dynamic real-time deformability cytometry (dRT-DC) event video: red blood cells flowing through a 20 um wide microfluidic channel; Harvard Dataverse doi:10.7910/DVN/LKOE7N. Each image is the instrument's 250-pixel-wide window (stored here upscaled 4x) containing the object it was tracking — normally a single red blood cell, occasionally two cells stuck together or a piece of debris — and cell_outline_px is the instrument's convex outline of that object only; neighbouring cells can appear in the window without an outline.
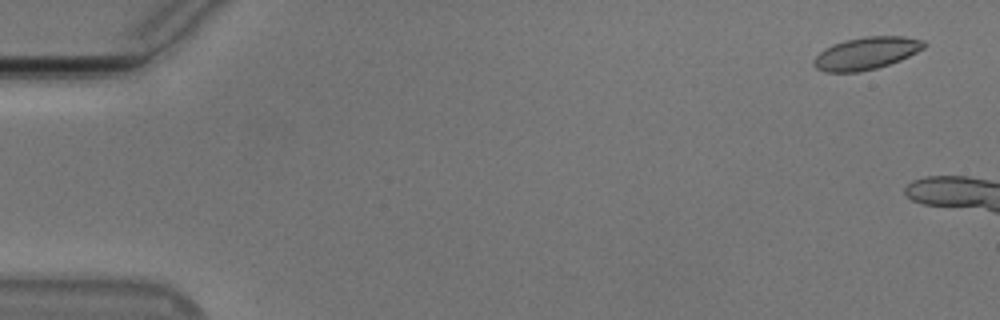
{"species": "Egyptian fruit bat (a non-hibernating species)", "species_latin": "Rousettus aegyptiacus", "temperature_condition": "cold", "stored_images_in_passage": 8, "camera_frame_rate_fps": 3000, "um_per_image_px": 0.085, "animal": {"sex": "male"}, "frame": {"image": 1, "passage_image": 3, "time_ms": 0.667, "image_size_px": [1000, 320], "cell_outline_px": [[928, 44], [924, 48], [900, 60], [876, 68], [860, 72], [824, 72], [816, 68], [812, 64], [812, 60], [824, 48], [832, 44], [864, 36], [904, 36], [924, 40]], "centroid_in_image_um": [73.62, 4.53], "position_along_channel_um": 11.4, "area_um2": 20.87}}